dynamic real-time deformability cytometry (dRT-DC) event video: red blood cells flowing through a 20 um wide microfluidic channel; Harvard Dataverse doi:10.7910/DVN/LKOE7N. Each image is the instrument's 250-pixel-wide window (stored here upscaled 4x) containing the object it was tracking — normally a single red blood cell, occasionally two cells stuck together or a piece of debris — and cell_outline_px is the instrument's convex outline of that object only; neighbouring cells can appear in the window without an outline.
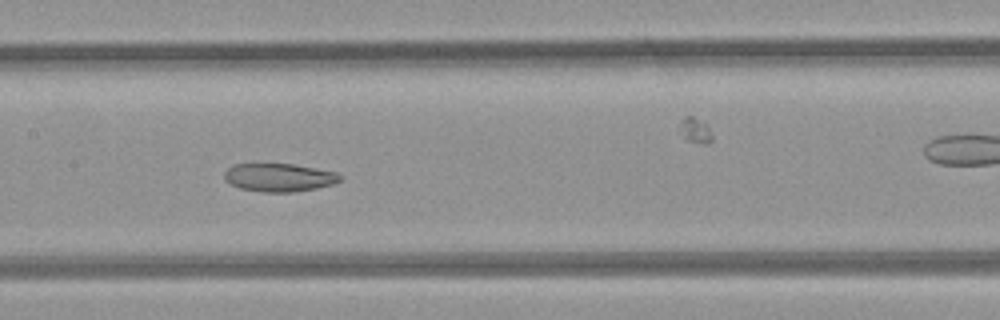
{"species": "common noctule bat (a hibernating species)", "species_latin": "Nyctalus noctula", "temperature_condition": "room temperature", "stored_images_in_passage": 47, "camera_frame_rate_fps": 3000, "um_per_image_px": 0.085, "animal": {"sex": "female", "body_mass_g": 21.9}, "frame": {"image": 1, "passage_image": 21, "time_ms": 6.667, "image_size_px": [1000, 320], "cell_outline_px": [[344, 176], [340, 180], [332, 184], [316, 188], [292, 192], [264, 192], [240, 188], [224, 180], [224, 172], [232, 164], [252, 160], [292, 164], [336, 172]], "centroid_in_image_um": [23.64, 15.03], "position_along_channel_um": 183.8, "area_um2": 19.77}}
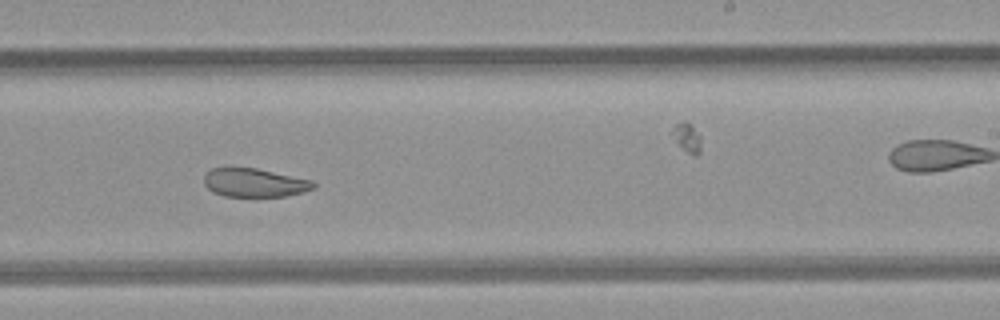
{"frame": {"image": 2, "passage_image": 27, "time_ms": 8.667, "image_size_px": [1000, 320], "cell_outline_px": [[316, 188], [304, 192], [284, 196], [224, 196], [212, 192], [204, 184], [204, 176], [212, 168], [256, 168], [312, 180], [316, 184]], "centroid_in_image_um": [21.65, 15.53], "position_along_channel_um": 267.3, "area_um2": 18.15}, "authors_computed_cell_mechanics": {"area_um2": 23.2934, "velocity_mm_per_s": 4.2043, "shape_relaxation_time_tau1_ms": null, "shape_relaxation_time_tau2_ms": 3.3406, "deformation_change_tau1": null, "deformation_change_tau2": 0.094}}